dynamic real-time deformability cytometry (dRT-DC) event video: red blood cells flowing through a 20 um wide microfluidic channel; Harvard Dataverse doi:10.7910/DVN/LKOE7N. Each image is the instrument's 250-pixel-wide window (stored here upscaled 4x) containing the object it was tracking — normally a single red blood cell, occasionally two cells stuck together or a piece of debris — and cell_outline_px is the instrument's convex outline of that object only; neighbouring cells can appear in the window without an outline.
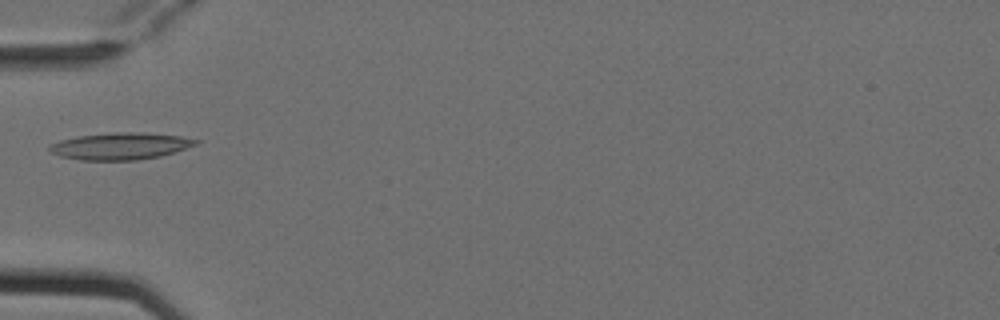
{"species": "Egyptian fruit bat (a non-hibernating species)", "species_latin": "Rousettus aegyptiacus", "temperature_condition": "cold", "stored_images_in_passage": 5, "camera_frame_rate_fps": 3000, "um_per_image_px": 0.085, "animal": {"sex": "female"}, "frame": {"image": 1, "passage_image": 5, "time_ms": 1.333, "image_size_px": [1000, 320], "cell_outline_px": [[200, 144], [160, 156], [136, 160], [80, 160], [60, 156], [48, 152], [48, 144], [60, 140], [76, 136], [112, 132], [140, 132], [180, 136], [200, 140]], "centroid_in_image_um": [10.2, 12.41], "position_along_channel_um": 74.8, "area_um2": 23.18}}